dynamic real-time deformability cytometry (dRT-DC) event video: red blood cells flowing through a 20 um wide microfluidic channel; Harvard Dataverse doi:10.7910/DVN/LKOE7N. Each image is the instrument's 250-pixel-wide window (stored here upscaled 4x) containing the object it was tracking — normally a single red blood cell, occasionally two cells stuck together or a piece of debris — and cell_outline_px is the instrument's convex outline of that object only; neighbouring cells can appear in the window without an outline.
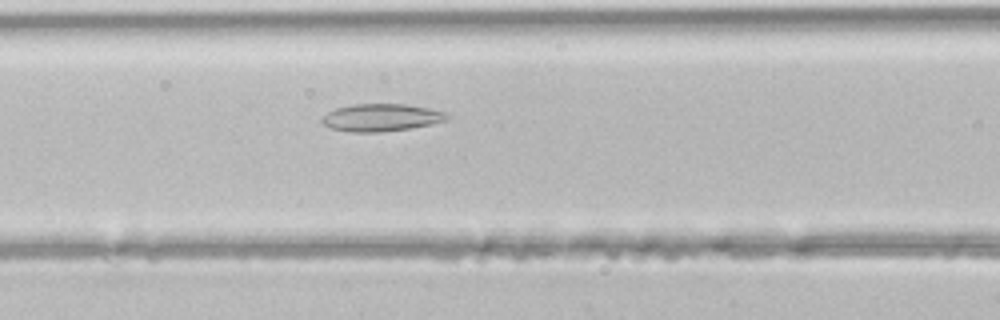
{"species": "common noctule bat (a hibernating species)", "species_latin": "Nyctalus noctula", "temperature_condition": "room temperature", "stored_images_in_passage": 34, "segment_of_instrument_passage": [1, 2], "camera_frame_rate_fps": 3000, "um_per_image_px": 0.085, "animal": {"sex": "male", "body_mass_g": 21.5, "forearm_length_mm": 52.0}, "frame": {"image": 1, "passage_image": 7, "time_ms": 2.0, "image_size_px": [1000, 320], "cell_outline_px": [[448, 120], [432, 124], [408, 128], [380, 132], [352, 132], [328, 128], [320, 120], [328, 112], [336, 108], [352, 104], [404, 104], [428, 108], [448, 112]], "centroid_in_image_um": [32.4, 9.99], "position_along_channel_um": 134.2, "area_um2": 20.0}}
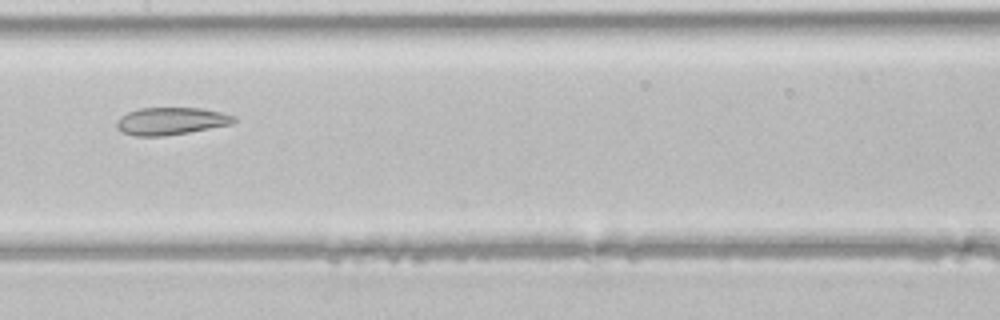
{"frame": {"image": 2, "passage_image": 11, "time_ms": 3.333, "image_size_px": [1000, 320], "cell_outline_px": [[236, 120], [232, 124], [188, 132], [164, 136], [136, 136], [120, 132], [116, 128], [116, 120], [120, 116], [128, 112], [140, 108], [204, 108], [236, 116]], "centroid_in_image_um": [14.5, 10.29], "position_along_channel_um": 192.9, "area_um2": 18.84}}
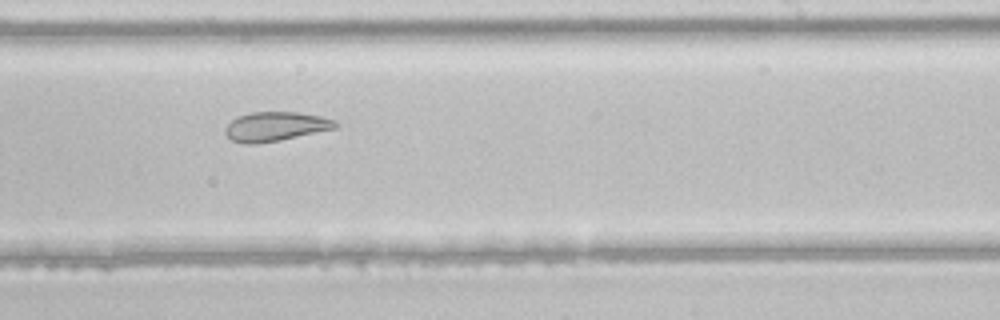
{"frame": {"image": 3, "passage_image": 16, "time_ms": 5.0, "image_size_px": [1000, 320], "cell_outline_px": [[340, 124], [336, 128], [280, 140], [256, 144], [244, 144], [232, 140], [224, 132], [224, 128], [236, 116], [252, 112], [300, 112], [320, 116], [336, 120]], "centroid_in_image_um": [23.42, 10.75], "position_along_channel_um": 265.6, "area_um2": 18.9}}